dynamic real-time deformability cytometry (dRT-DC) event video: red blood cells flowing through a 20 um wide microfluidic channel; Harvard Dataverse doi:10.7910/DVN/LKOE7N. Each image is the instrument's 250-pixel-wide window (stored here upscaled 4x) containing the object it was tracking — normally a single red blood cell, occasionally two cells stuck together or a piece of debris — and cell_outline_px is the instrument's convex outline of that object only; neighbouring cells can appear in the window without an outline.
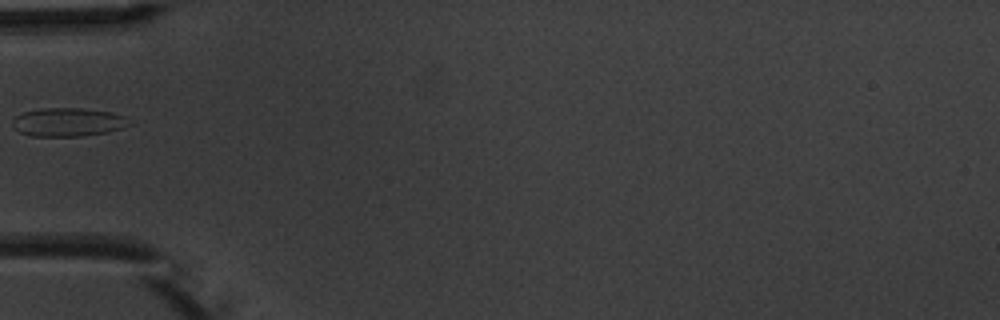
{"species": "common noctule bat (a hibernating species)", "species_latin": "Nyctalus noctula", "temperature_condition": "warm", "stored_images_in_passage": 2, "camera_frame_rate_fps": 3000, "um_per_image_px": 0.085, "animal": {"sex": "male", "body_mass_g": 20.1, "forearm_length_mm": 53.5}, "frame": {"image": 1, "passage_image": 1, "time_ms": 0.0, "image_size_px": [1000, 320], "cell_outline_px": [[132, 124], [108, 132], [80, 136], [32, 136], [20, 132], [12, 124], [12, 120], [16, 116], [24, 112], [40, 108], [80, 108], [112, 112], [124, 116]], "centroid_in_image_um": [5.78, 10.37], "position_along_channel_um": 79.2, "area_um2": 19.31}}
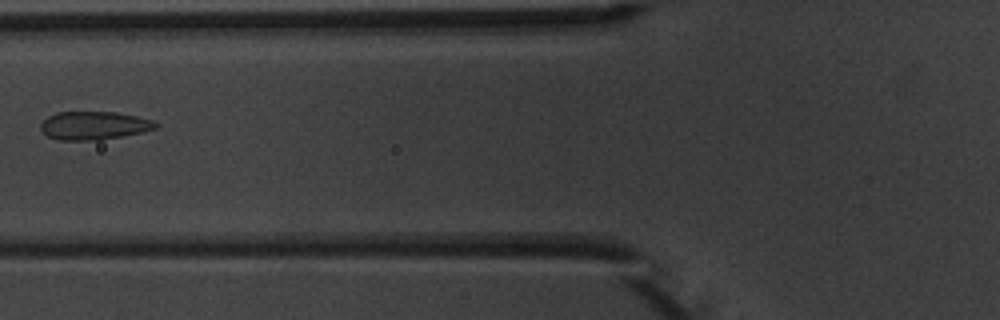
{"frame": {"image": 2, "passage_image": 2, "time_ms": 1.0, "image_size_px": [1000, 320], "cell_outline_px": [[160, 124], [156, 128], [140, 132], [100, 140], [60, 140], [48, 136], [40, 128], [40, 124], [48, 116], [56, 112], [116, 112], [136, 116], [152, 120]], "centroid_in_image_um": [7.97, 10.66], "position_along_channel_um": 117.8, "area_um2": 18.79}}